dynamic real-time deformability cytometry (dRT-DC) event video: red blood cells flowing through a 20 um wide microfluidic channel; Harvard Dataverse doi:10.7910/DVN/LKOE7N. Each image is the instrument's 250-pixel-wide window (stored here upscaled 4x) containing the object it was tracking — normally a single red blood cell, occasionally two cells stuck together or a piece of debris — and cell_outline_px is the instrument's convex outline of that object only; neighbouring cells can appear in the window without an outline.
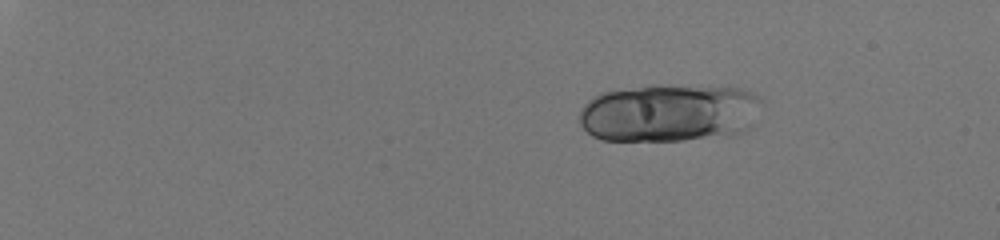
{"species": "human", "species_latin": "Homo sapiens", "temperature_condition": "room temperature", "stored_images_in_passage": 29, "camera_frame_rate_fps": 3000, "um_per_image_px": 0.085, "donor": {"sex": "male"}, "frame": {"image": 1, "passage_image": 12, "time_ms": 3.667, "image_size_px": [1000, 240], "cell_outline_px": [[764, 100], [748, 132], [736, 136], [684, 140], [600, 140], [592, 136], [580, 124], [580, 108], [588, 100], [600, 92], [652, 84], [660, 84], [740, 88], [752, 92], [760, 96]], "centroid_in_image_um": [56.94, 9.59], "position_along_channel_um": 28.1, "area_um2": 63.06}}
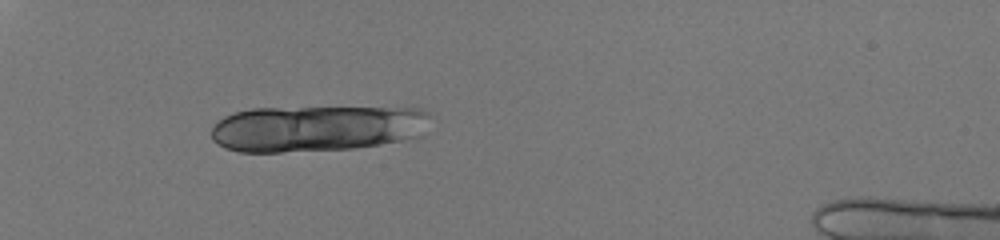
{"frame": {"image": 2, "passage_image": 23, "time_ms": 7.333, "image_size_px": [1000, 240], "cell_outline_px": [[428, 116], [424, 136], [380, 144], [356, 148], [280, 152], [240, 152], [224, 148], [212, 140], [212, 128], [224, 116], [236, 112], [252, 108], [424, 108], [428, 112]], "centroid_in_image_um": [26.93, 10.92], "position_along_channel_um": 58.1, "area_um2": 59.01}}